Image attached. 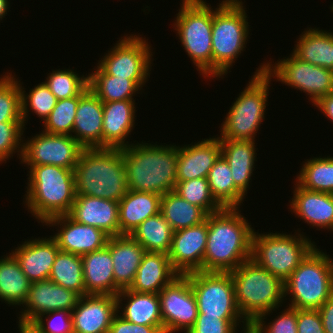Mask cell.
I'll return each mask as SVG.
<instances>
[{"mask_svg": "<svg viewBox=\"0 0 333 333\" xmlns=\"http://www.w3.org/2000/svg\"><path fill=\"white\" fill-rule=\"evenodd\" d=\"M297 333H325L318 310L297 309Z\"/></svg>", "mask_w": 333, "mask_h": 333, "instance_id": "681fc988", "label": "cell"}, {"mask_svg": "<svg viewBox=\"0 0 333 333\" xmlns=\"http://www.w3.org/2000/svg\"><path fill=\"white\" fill-rule=\"evenodd\" d=\"M284 292L289 307L318 310L333 295V258L316 246L284 282Z\"/></svg>", "mask_w": 333, "mask_h": 333, "instance_id": "52a82bcc", "label": "cell"}, {"mask_svg": "<svg viewBox=\"0 0 333 333\" xmlns=\"http://www.w3.org/2000/svg\"><path fill=\"white\" fill-rule=\"evenodd\" d=\"M296 42L292 53L297 58L333 71V32L308 27Z\"/></svg>", "mask_w": 333, "mask_h": 333, "instance_id": "1f68e13d", "label": "cell"}, {"mask_svg": "<svg viewBox=\"0 0 333 333\" xmlns=\"http://www.w3.org/2000/svg\"><path fill=\"white\" fill-rule=\"evenodd\" d=\"M44 224L58 227L57 233L51 237L56 241L60 251L80 256L104 248L109 238L102 230L80 224L68 214L52 217Z\"/></svg>", "mask_w": 333, "mask_h": 333, "instance_id": "e0dca14e", "label": "cell"}, {"mask_svg": "<svg viewBox=\"0 0 333 333\" xmlns=\"http://www.w3.org/2000/svg\"><path fill=\"white\" fill-rule=\"evenodd\" d=\"M20 333H33L27 327H18Z\"/></svg>", "mask_w": 333, "mask_h": 333, "instance_id": "9f6ffc18", "label": "cell"}, {"mask_svg": "<svg viewBox=\"0 0 333 333\" xmlns=\"http://www.w3.org/2000/svg\"><path fill=\"white\" fill-rule=\"evenodd\" d=\"M179 275L172 267L168 254L145 252L134 281L128 289L140 293L158 294Z\"/></svg>", "mask_w": 333, "mask_h": 333, "instance_id": "4316f807", "label": "cell"}, {"mask_svg": "<svg viewBox=\"0 0 333 333\" xmlns=\"http://www.w3.org/2000/svg\"><path fill=\"white\" fill-rule=\"evenodd\" d=\"M108 333H164V331L163 326L134 324L117 313L113 318Z\"/></svg>", "mask_w": 333, "mask_h": 333, "instance_id": "f907efd6", "label": "cell"}, {"mask_svg": "<svg viewBox=\"0 0 333 333\" xmlns=\"http://www.w3.org/2000/svg\"><path fill=\"white\" fill-rule=\"evenodd\" d=\"M185 275L190 280L199 313L220 319H244L236 304L230 272L194 271Z\"/></svg>", "mask_w": 333, "mask_h": 333, "instance_id": "8fae6325", "label": "cell"}, {"mask_svg": "<svg viewBox=\"0 0 333 333\" xmlns=\"http://www.w3.org/2000/svg\"><path fill=\"white\" fill-rule=\"evenodd\" d=\"M28 329L33 333H73L72 314L57 310L40 315Z\"/></svg>", "mask_w": 333, "mask_h": 333, "instance_id": "bcb514c9", "label": "cell"}, {"mask_svg": "<svg viewBox=\"0 0 333 333\" xmlns=\"http://www.w3.org/2000/svg\"><path fill=\"white\" fill-rule=\"evenodd\" d=\"M10 1L8 0H0V22L3 18H5L7 12H9Z\"/></svg>", "mask_w": 333, "mask_h": 333, "instance_id": "db71d44e", "label": "cell"}, {"mask_svg": "<svg viewBox=\"0 0 333 333\" xmlns=\"http://www.w3.org/2000/svg\"><path fill=\"white\" fill-rule=\"evenodd\" d=\"M116 299L117 313L127 321L147 326H163L158 294L140 293L126 288L116 295ZM122 301L127 303L123 304Z\"/></svg>", "mask_w": 333, "mask_h": 333, "instance_id": "f1b7e54d", "label": "cell"}, {"mask_svg": "<svg viewBox=\"0 0 333 333\" xmlns=\"http://www.w3.org/2000/svg\"><path fill=\"white\" fill-rule=\"evenodd\" d=\"M145 38L136 34H125L100 58L98 66L106 74L118 78L148 79L153 54Z\"/></svg>", "mask_w": 333, "mask_h": 333, "instance_id": "4fadbf2b", "label": "cell"}, {"mask_svg": "<svg viewBox=\"0 0 333 333\" xmlns=\"http://www.w3.org/2000/svg\"><path fill=\"white\" fill-rule=\"evenodd\" d=\"M207 181L212 196L223 208H240L243 204L246 196L234 185L230 166L222 155L214 162Z\"/></svg>", "mask_w": 333, "mask_h": 333, "instance_id": "e575fe53", "label": "cell"}, {"mask_svg": "<svg viewBox=\"0 0 333 333\" xmlns=\"http://www.w3.org/2000/svg\"><path fill=\"white\" fill-rule=\"evenodd\" d=\"M7 254L0 257V300L8 306H21L27 298L31 282L13 254Z\"/></svg>", "mask_w": 333, "mask_h": 333, "instance_id": "836d02e7", "label": "cell"}, {"mask_svg": "<svg viewBox=\"0 0 333 333\" xmlns=\"http://www.w3.org/2000/svg\"><path fill=\"white\" fill-rule=\"evenodd\" d=\"M48 279L64 288L75 291L80 296L85 295L83 265L80 255L59 251Z\"/></svg>", "mask_w": 333, "mask_h": 333, "instance_id": "f35d334b", "label": "cell"}, {"mask_svg": "<svg viewBox=\"0 0 333 333\" xmlns=\"http://www.w3.org/2000/svg\"><path fill=\"white\" fill-rule=\"evenodd\" d=\"M161 195L128 190L119 203L120 235L131 234L148 217L160 212Z\"/></svg>", "mask_w": 333, "mask_h": 333, "instance_id": "4dcf8cb0", "label": "cell"}, {"mask_svg": "<svg viewBox=\"0 0 333 333\" xmlns=\"http://www.w3.org/2000/svg\"><path fill=\"white\" fill-rule=\"evenodd\" d=\"M18 82L21 92V116L23 126L25 127V123H28V112H31L30 110L44 122L56 105V97L44 82L30 89L29 94L26 93L24 86L21 85L23 83H21L20 80Z\"/></svg>", "mask_w": 333, "mask_h": 333, "instance_id": "ab89813d", "label": "cell"}, {"mask_svg": "<svg viewBox=\"0 0 333 333\" xmlns=\"http://www.w3.org/2000/svg\"><path fill=\"white\" fill-rule=\"evenodd\" d=\"M261 64L226 113L227 116L221 123L219 139L255 140L256 133L265 119L272 81L265 73V62Z\"/></svg>", "mask_w": 333, "mask_h": 333, "instance_id": "ba28073f", "label": "cell"}, {"mask_svg": "<svg viewBox=\"0 0 333 333\" xmlns=\"http://www.w3.org/2000/svg\"><path fill=\"white\" fill-rule=\"evenodd\" d=\"M145 249L129 234L110 237L115 284L122 290L133 283Z\"/></svg>", "mask_w": 333, "mask_h": 333, "instance_id": "83f0119b", "label": "cell"}, {"mask_svg": "<svg viewBox=\"0 0 333 333\" xmlns=\"http://www.w3.org/2000/svg\"><path fill=\"white\" fill-rule=\"evenodd\" d=\"M24 206L41 222L70 213L76 197L74 170L54 165H34L29 171ZM39 220V221H38Z\"/></svg>", "mask_w": 333, "mask_h": 333, "instance_id": "277c9868", "label": "cell"}, {"mask_svg": "<svg viewBox=\"0 0 333 333\" xmlns=\"http://www.w3.org/2000/svg\"><path fill=\"white\" fill-rule=\"evenodd\" d=\"M172 25L190 60L203 78H212L213 8L206 0H181Z\"/></svg>", "mask_w": 333, "mask_h": 333, "instance_id": "9c48e42d", "label": "cell"}, {"mask_svg": "<svg viewBox=\"0 0 333 333\" xmlns=\"http://www.w3.org/2000/svg\"><path fill=\"white\" fill-rule=\"evenodd\" d=\"M102 131L103 102L88 86L80 94L72 136L84 148H102Z\"/></svg>", "mask_w": 333, "mask_h": 333, "instance_id": "cb8c5ba5", "label": "cell"}, {"mask_svg": "<svg viewBox=\"0 0 333 333\" xmlns=\"http://www.w3.org/2000/svg\"><path fill=\"white\" fill-rule=\"evenodd\" d=\"M220 155L221 143L219 138L214 136L194 144L178 145L177 182L207 178Z\"/></svg>", "mask_w": 333, "mask_h": 333, "instance_id": "7402d4cb", "label": "cell"}, {"mask_svg": "<svg viewBox=\"0 0 333 333\" xmlns=\"http://www.w3.org/2000/svg\"><path fill=\"white\" fill-rule=\"evenodd\" d=\"M208 238L207 221L173 232L168 257L172 267L185 275L203 271V258Z\"/></svg>", "mask_w": 333, "mask_h": 333, "instance_id": "ac0fdd59", "label": "cell"}, {"mask_svg": "<svg viewBox=\"0 0 333 333\" xmlns=\"http://www.w3.org/2000/svg\"><path fill=\"white\" fill-rule=\"evenodd\" d=\"M241 328L243 329L241 331V333H261L255 326L253 323H248L246 326H243L241 324ZM235 333H238V332H235Z\"/></svg>", "mask_w": 333, "mask_h": 333, "instance_id": "11a10c76", "label": "cell"}, {"mask_svg": "<svg viewBox=\"0 0 333 333\" xmlns=\"http://www.w3.org/2000/svg\"><path fill=\"white\" fill-rule=\"evenodd\" d=\"M174 191L190 204L200 207L207 215L223 209L212 196L207 178L177 182Z\"/></svg>", "mask_w": 333, "mask_h": 333, "instance_id": "b9f144b4", "label": "cell"}, {"mask_svg": "<svg viewBox=\"0 0 333 333\" xmlns=\"http://www.w3.org/2000/svg\"><path fill=\"white\" fill-rule=\"evenodd\" d=\"M135 100L103 102L102 148H124L135 128ZM130 143V144H129Z\"/></svg>", "mask_w": 333, "mask_h": 333, "instance_id": "d4e9b609", "label": "cell"}, {"mask_svg": "<svg viewBox=\"0 0 333 333\" xmlns=\"http://www.w3.org/2000/svg\"><path fill=\"white\" fill-rule=\"evenodd\" d=\"M80 95L68 99L57 100L55 107L44 120L42 130L49 134L72 136L73 124Z\"/></svg>", "mask_w": 333, "mask_h": 333, "instance_id": "ee69618b", "label": "cell"}, {"mask_svg": "<svg viewBox=\"0 0 333 333\" xmlns=\"http://www.w3.org/2000/svg\"><path fill=\"white\" fill-rule=\"evenodd\" d=\"M80 295L71 289L64 288L50 279L33 282L22 312L18 314V327H29L40 315L66 310L71 312L77 305Z\"/></svg>", "mask_w": 333, "mask_h": 333, "instance_id": "2e32d148", "label": "cell"}, {"mask_svg": "<svg viewBox=\"0 0 333 333\" xmlns=\"http://www.w3.org/2000/svg\"><path fill=\"white\" fill-rule=\"evenodd\" d=\"M24 130L23 122L0 123V164L6 163L15 153L21 159Z\"/></svg>", "mask_w": 333, "mask_h": 333, "instance_id": "f6af8a7d", "label": "cell"}, {"mask_svg": "<svg viewBox=\"0 0 333 333\" xmlns=\"http://www.w3.org/2000/svg\"><path fill=\"white\" fill-rule=\"evenodd\" d=\"M173 229L164 219L161 212L148 217L130 235L145 249L146 252L168 254L170 251Z\"/></svg>", "mask_w": 333, "mask_h": 333, "instance_id": "8d00e7d4", "label": "cell"}, {"mask_svg": "<svg viewBox=\"0 0 333 333\" xmlns=\"http://www.w3.org/2000/svg\"><path fill=\"white\" fill-rule=\"evenodd\" d=\"M241 322L243 326L248 324L245 319H220L198 313L194 326L187 333H235Z\"/></svg>", "mask_w": 333, "mask_h": 333, "instance_id": "7dc6e473", "label": "cell"}, {"mask_svg": "<svg viewBox=\"0 0 333 333\" xmlns=\"http://www.w3.org/2000/svg\"><path fill=\"white\" fill-rule=\"evenodd\" d=\"M290 211L318 230L333 231V194L308 190L294 184Z\"/></svg>", "mask_w": 333, "mask_h": 333, "instance_id": "603a6c76", "label": "cell"}, {"mask_svg": "<svg viewBox=\"0 0 333 333\" xmlns=\"http://www.w3.org/2000/svg\"><path fill=\"white\" fill-rule=\"evenodd\" d=\"M314 106L333 122V91L323 96Z\"/></svg>", "mask_w": 333, "mask_h": 333, "instance_id": "f5cc1de1", "label": "cell"}, {"mask_svg": "<svg viewBox=\"0 0 333 333\" xmlns=\"http://www.w3.org/2000/svg\"><path fill=\"white\" fill-rule=\"evenodd\" d=\"M68 215L80 224L102 230L109 237L120 235L119 203L116 201L76 195Z\"/></svg>", "mask_w": 333, "mask_h": 333, "instance_id": "44dd1931", "label": "cell"}, {"mask_svg": "<svg viewBox=\"0 0 333 333\" xmlns=\"http://www.w3.org/2000/svg\"><path fill=\"white\" fill-rule=\"evenodd\" d=\"M148 79L118 78L106 74L98 65L88 74L90 90L102 101L113 102L121 100H134Z\"/></svg>", "mask_w": 333, "mask_h": 333, "instance_id": "d6a6232c", "label": "cell"}, {"mask_svg": "<svg viewBox=\"0 0 333 333\" xmlns=\"http://www.w3.org/2000/svg\"><path fill=\"white\" fill-rule=\"evenodd\" d=\"M160 212L173 231L199 225L207 217L200 207L190 204L174 190L161 197Z\"/></svg>", "mask_w": 333, "mask_h": 333, "instance_id": "d590c367", "label": "cell"}, {"mask_svg": "<svg viewBox=\"0 0 333 333\" xmlns=\"http://www.w3.org/2000/svg\"><path fill=\"white\" fill-rule=\"evenodd\" d=\"M285 58V59H284ZM277 62H265V73L272 79L308 95L316 104L323 96L333 91V71L304 62L293 53ZM274 63V64H272Z\"/></svg>", "mask_w": 333, "mask_h": 333, "instance_id": "7c38bea8", "label": "cell"}, {"mask_svg": "<svg viewBox=\"0 0 333 333\" xmlns=\"http://www.w3.org/2000/svg\"><path fill=\"white\" fill-rule=\"evenodd\" d=\"M15 77L11 72L0 77V123L23 122L19 79Z\"/></svg>", "mask_w": 333, "mask_h": 333, "instance_id": "7bdbcfd3", "label": "cell"}, {"mask_svg": "<svg viewBox=\"0 0 333 333\" xmlns=\"http://www.w3.org/2000/svg\"><path fill=\"white\" fill-rule=\"evenodd\" d=\"M239 312L248 323L266 319L283 304L284 282L259 266L253 259L230 272Z\"/></svg>", "mask_w": 333, "mask_h": 333, "instance_id": "5b68a950", "label": "cell"}, {"mask_svg": "<svg viewBox=\"0 0 333 333\" xmlns=\"http://www.w3.org/2000/svg\"><path fill=\"white\" fill-rule=\"evenodd\" d=\"M44 83L57 100L79 96L88 87V75H79L72 69H56L47 75Z\"/></svg>", "mask_w": 333, "mask_h": 333, "instance_id": "60d3db41", "label": "cell"}, {"mask_svg": "<svg viewBox=\"0 0 333 333\" xmlns=\"http://www.w3.org/2000/svg\"><path fill=\"white\" fill-rule=\"evenodd\" d=\"M117 310L114 295L80 296L76 307L71 311L73 333H108Z\"/></svg>", "mask_w": 333, "mask_h": 333, "instance_id": "d6986e66", "label": "cell"}, {"mask_svg": "<svg viewBox=\"0 0 333 333\" xmlns=\"http://www.w3.org/2000/svg\"><path fill=\"white\" fill-rule=\"evenodd\" d=\"M298 174L295 183L299 186L333 194V157L319 156L306 159Z\"/></svg>", "mask_w": 333, "mask_h": 333, "instance_id": "74e56055", "label": "cell"}, {"mask_svg": "<svg viewBox=\"0 0 333 333\" xmlns=\"http://www.w3.org/2000/svg\"><path fill=\"white\" fill-rule=\"evenodd\" d=\"M76 195L119 202L127 193V176L120 148H84L75 166Z\"/></svg>", "mask_w": 333, "mask_h": 333, "instance_id": "3957f363", "label": "cell"}, {"mask_svg": "<svg viewBox=\"0 0 333 333\" xmlns=\"http://www.w3.org/2000/svg\"><path fill=\"white\" fill-rule=\"evenodd\" d=\"M221 155L228 162L234 185L247 196L249 183L255 169L256 145L255 140L219 139ZM254 168V169H253Z\"/></svg>", "mask_w": 333, "mask_h": 333, "instance_id": "f546056e", "label": "cell"}, {"mask_svg": "<svg viewBox=\"0 0 333 333\" xmlns=\"http://www.w3.org/2000/svg\"><path fill=\"white\" fill-rule=\"evenodd\" d=\"M59 251L56 241L50 236L25 240L11 253L19 262L22 272L33 283L49 278Z\"/></svg>", "mask_w": 333, "mask_h": 333, "instance_id": "ffe728a7", "label": "cell"}, {"mask_svg": "<svg viewBox=\"0 0 333 333\" xmlns=\"http://www.w3.org/2000/svg\"><path fill=\"white\" fill-rule=\"evenodd\" d=\"M128 190L163 196L175 190L178 146L137 142L122 148Z\"/></svg>", "mask_w": 333, "mask_h": 333, "instance_id": "7a4b0ae2", "label": "cell"}, {"mask_svg": "<svg viewBox=\"0 0 333 333\" xmlns=\"http://www.w3.org/2000/svg\"><path fill=\"white\" fill-rule=\"evenodd\" d=\"M240 208H223L206 217L205 272H231L251 259L254 228Z\"/></svg>", "mask_w": 333, "mask_h": 333, "instance_id": "6da1fadb", "label": "cell"}, {"mask_svg": "<svg viewBox=\"0 0 333 333\" xmlns=\"http://www.w3.org/2000/svg\"><path fill=\"white\" fill-rule=\"evenodd\" d=\"M253 324L261 333H297V309L287 305L268 325L265 319H256Z\"/></svg>", "mask_w": 333, "mask_h": 333, "instance_id": "c3c4849f", "label": "cell"}, {"mask_svg": "<svg viewBox=\"0 0 333 333\" xmlns=\"http://www.w3.org/2000/svg\"><path fill=\"white\" fill-rule=\"evenodd\" d=\"M242 0H223L213 10L212 79L224 78L246 47L249 22Z\"/></svg>", "mask_w": 333, "mask_h": 333, "instance_id": "8992f818", "label": "cell"}, {"mask_svg": "<svg viewBox=\"0 0 333 333\" xmlns=\"http://www.w3.org/2000/svg\"><path fill=\"white\" fill-rule=\"evenodd\" d=\"M325 333H333V295L318 309Z\"/></svg>", "mask_w": 333, "mask_h": 333, "instance_id": "816d5d0a", "label": "cell"}, {"mask_svg": "<svg viewBox=\"0 0 333 333\" xmlns=\"http://www.w3.org/2000/svg\"><path fill=\"white\" fill-rule=\"evenodd\" d=\"M158 296L164 333H187L199 313L189 278L186 275L177 276Z\"/></svg>", "mask_w": 333, "mask_h": 333, "instance_id": "9a60e30c", "label": "cell"}, {"mask_svg": "<svg viewBox=\"0 0 333 333\" xmlns=\"http://www.w3.org/2000/svg\"><path fill=\"white\" fill-rule=\"evenodd\" d=\"M86 294L114 295L121 289L115 284L110 254V237L104 248L81 256Z\"/></svg>", "mask_w": 333, "mask_h": 333, "instance_id": "484cf974", "label": "cell"}, {"mask_svg": "<svg viewBox=\"0 0 333 333\" xmlns=\"http://www.w3.org/2000/svg\"><path fill=\"white\" fill-rule=\"evenodd\" d=\"M83 149L73 136L41 131L23 140L20 162L28 169L34 165H54L75 170Z\"/></svg>", "mask_w": 333, "mask_h": 333, "instance_id": "5bb4252c", "label": "cell"}, {"mask_svg": "<svg viewBox=\"0 0 333 333\" xmlns=\"http://www.w3.org/2000/svg\"><path fill=\"white\" fill-rule=\"evenodd\" d=\"M253 233L252 255L259 266L285 282L306 256L316 247L305 233Z\"/></svg>", "mask_w": 333, "mask_h": 333, "instance_id": "30bf717a", "label": "cell"}]
</instances>
